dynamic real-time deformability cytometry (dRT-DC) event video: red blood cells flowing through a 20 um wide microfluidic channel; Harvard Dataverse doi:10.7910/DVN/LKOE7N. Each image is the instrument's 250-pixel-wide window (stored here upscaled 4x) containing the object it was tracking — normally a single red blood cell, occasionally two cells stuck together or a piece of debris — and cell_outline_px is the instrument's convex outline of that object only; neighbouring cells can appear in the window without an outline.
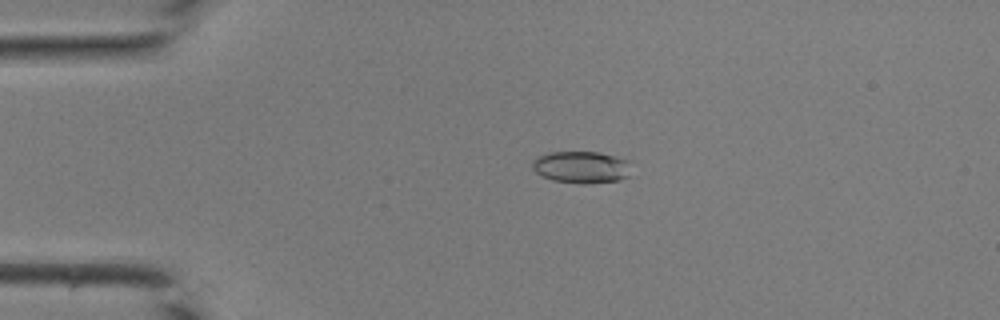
{"species": "common noctule bat (a hibernating species)", "species_latin": "Nyctalus noctula", "temperature_condition": "room temperature", "stored_images_in_passage": 43, "camera_frame_rate_fps": 3000, "um_per_image_px": 0.085, "animal": {"sex": "male", "body_mass_g": 19.0, "forearm_length_mm": 50.8}, "frame": {"image": 1, "passage_image": 10, "time_ms": 3.0, "image_size_px": [1000, 320], "cell_outline_px": [[628, 176], [620, 180], [588, 184], [584, 184], [552, 180], [536, 172], [532, 168], [532, 160], [536, 156], [548, 152], [600, 152], [628, 160]], "centroid_in_image_um": [49.37, 14.2], "position_along_channel_um": 35.6, "area_um2": 18.44}}
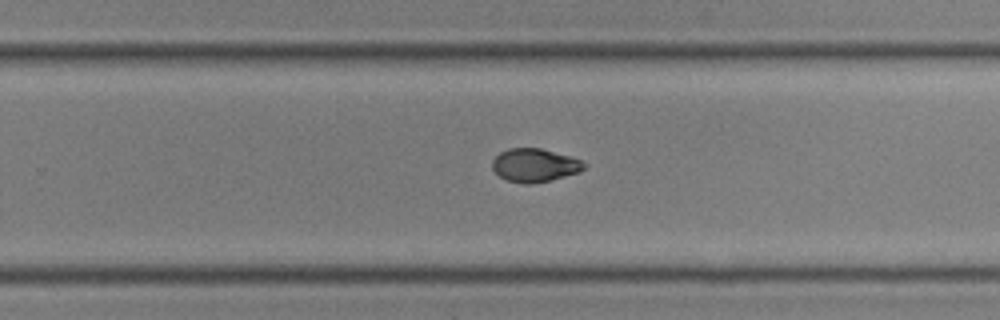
{"frame": {"image": 2, "passage_image": 28, "time_ms": 9.0, "image_size_px": [1000, 320], "cell_outline_px": [[588, 164], [580, 172], [532, 184], [524, 184], [508, 180], [500, 176], [492, 168], [492, 160], [500, 152], [508, 148], [540, 148], [568, 156], [580, 160]], "centroid_in_image_um": [45.43, 14.04], "position_along_channel_um": 284.4, "area_um2": 17.63}}
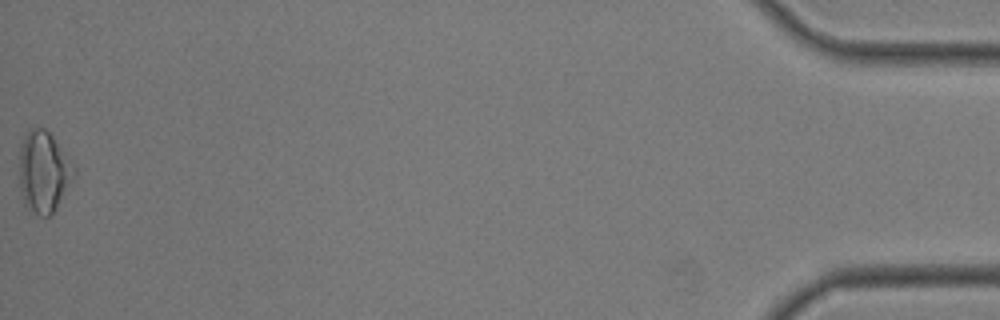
{"frame": {"image": 3, "passage_image": 43, "time_ms": 14.0, "image_size_px": [1000, 320], "cell_outline_px": [[76, 172], [52, 212], [48, 216], [36, 216], [24, 204], [20, 188], [20, 144], [28, 128], [44, 128], [52, 136], [76, 168]], "centroid_in_image_um": [3.67, 14.58], "position_along_channel_um": 431.5, "area_um2": 25.43}}